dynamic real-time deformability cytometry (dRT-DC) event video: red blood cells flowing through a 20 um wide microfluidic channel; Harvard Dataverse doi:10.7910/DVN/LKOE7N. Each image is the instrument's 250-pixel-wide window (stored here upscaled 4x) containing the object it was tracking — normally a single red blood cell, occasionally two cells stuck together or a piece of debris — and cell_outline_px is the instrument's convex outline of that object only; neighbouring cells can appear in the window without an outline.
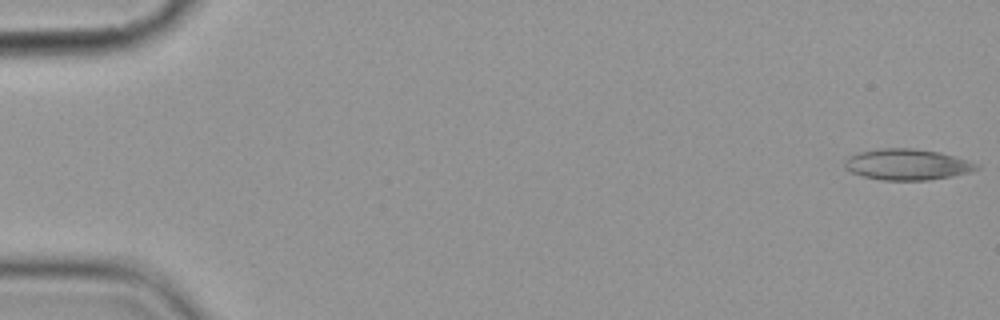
{"species": "common noctule bat (a hibernating species)", "species_latin": "Nyctalus noctula", "temperature_condition": "cold", "stored_images_in_passage": 8, "camera_frame_rate_fps": 3000, "um_per_image_px": 0.085, "animal": {"sex": "female", "body_mass_g": 19.9}, "frame": {"image": 1, "passage_image": 1, "time_ms": 0.0, "image_size_px": [1000, 320], "cell_outline_px": [[980, 168], [968, 172], [952, 176], [928, 180], [880, 180], [864, 176], [852, 172], [844, 168], [844, 160], [848, 156], [860, 152], [876, 148], [912, 148], [940, 152], [980, 164]], "centroid_in_image_um": [77.09, 13.97], "position_along_channel_um": 7.9, "area_um2": 23.87}}
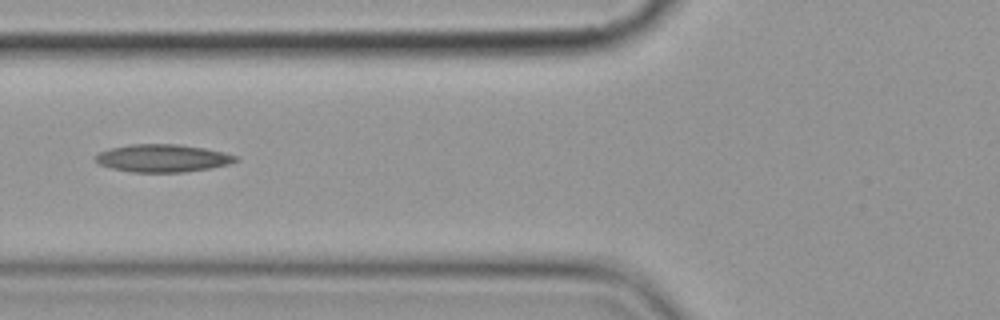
{"frame": {"image": 2, "passage_image": 7, "time_ms": 7.0, "image_size_px": [1000, 320], "cell_outline_px": [[240, 160], [228, 164], [208, 168], [184, 172], [132, 172], [112, 168], [100, 164], [92, 156], [100, 152], [112, 148], [128, 144], [176, 144], [204, 148], [224, 152], [236, 156]], "centroid_in_image_um": [13.81, 13.44], "position_along_channel_um": 112.0, "area_um2": 22.48}}
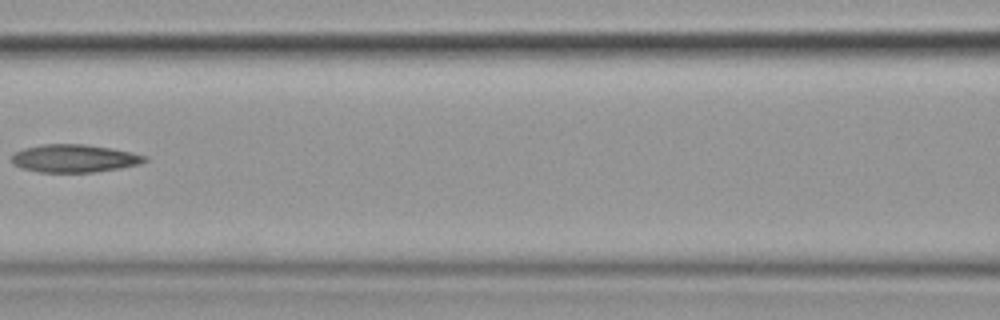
{"frame": {"image": 3, "passage_image": 8, "time_ms": 8.333, "image_size_px": [1000, 320], "cell_outline_px": [[148, 160], [140, 164], [120, 168], [92, 172], [40, 172], [24, 168], [12, 164], [12, 152], [24, 148], [44, 144], [84, 144], [112, 148], [132, 152], [148, 156]], "centroid_in_image_um": [6.33, 13.45], "position_along_channel_um": 160.3, "area_um2": 21.68}}